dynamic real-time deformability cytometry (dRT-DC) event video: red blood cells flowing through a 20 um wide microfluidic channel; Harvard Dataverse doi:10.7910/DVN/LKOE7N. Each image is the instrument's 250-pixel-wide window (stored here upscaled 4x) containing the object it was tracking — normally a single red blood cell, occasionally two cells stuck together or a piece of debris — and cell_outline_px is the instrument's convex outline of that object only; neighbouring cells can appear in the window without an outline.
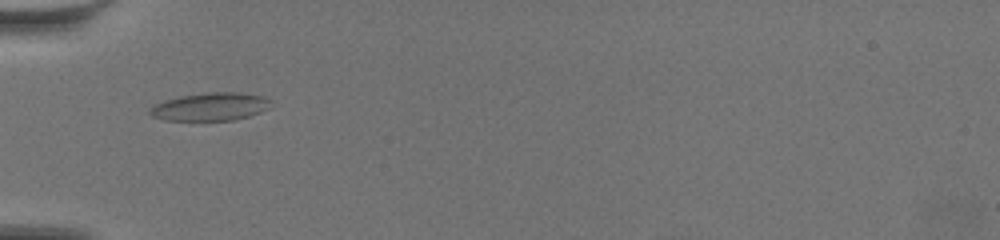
{"species": "common noctule bat (a hibernating species)", "species_latin": "Nyctalus noctula", "temperature_condition": "warm", "stored_images_in_passage": 4, "camera_frame_rate_fps": 3000, "um_per_image_px": 0.085, "animal": {"sex": "female", "body_mass_g": 19.5, "forearm_length_mm": 54.1}, "frame": {"image": 1, "passage_image": 1, "time_ms": 0.0, "image_size_px": [1000, 240], "cell_outline_px": [[272, 100], [268, 108], [260, 112], [248, 116], [232, 120], [164, 120], [152, 116], [148, 112], [152, 104], [164, 100], [180, 96], [208, 92], [236, 92], [264, 96]], "centroid_in_image_um": [17.85, 9.06], "position_along_channel_um": 67.1, "area_um2": 19.77}}
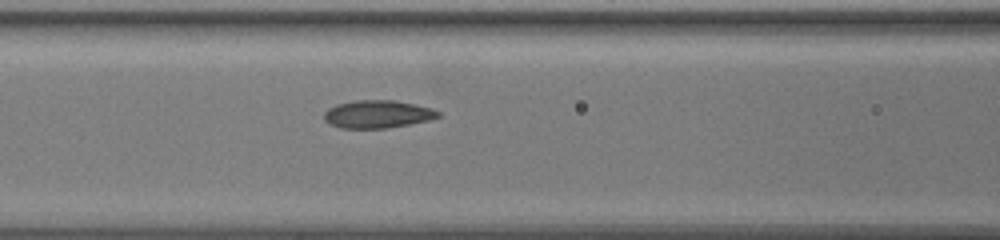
{"frame": {"image": 2, "passage_image": 3, "time_ms": 0.667, "image_size_px": [1000, 240], "cell_outline_px": [[440, 116], [428, 120], [388, 128], [340, 128], [328, 124], [324, 120], [324, 112], [328, 108], [336, 104], [356, 100], [396, 100], [416, 104], [432, 108], [440, 112]], "centroid_in_image_um": [32.06, 9.7], "position_along_channel_um": 134.5, "area_um2": 18.61}}
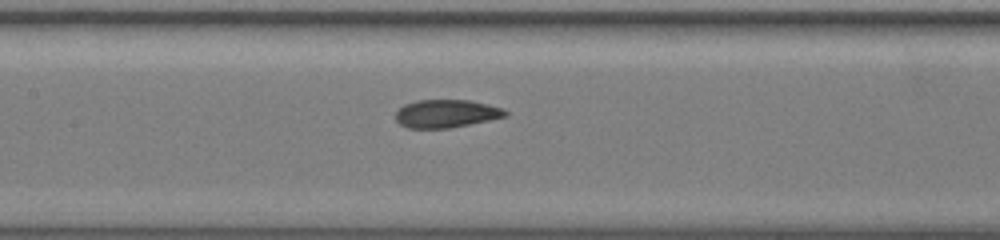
{"frame": {"image": 3, "passage_image": 4, "time_ms": 1.0, "image_size_px": [1000, 240], "cell_outline_px": [[508, 116], [448, 128], [408, 128], [400, 124], [396, 120], [396, 112], [404, 104], [416, 100], [468, 100], [488, 104], [504, 108], [508, 112]], "centroid_in_image_um": [37.94, 9.65], "position_along_channel_um": 169.5, "area_um2": 17.86}}